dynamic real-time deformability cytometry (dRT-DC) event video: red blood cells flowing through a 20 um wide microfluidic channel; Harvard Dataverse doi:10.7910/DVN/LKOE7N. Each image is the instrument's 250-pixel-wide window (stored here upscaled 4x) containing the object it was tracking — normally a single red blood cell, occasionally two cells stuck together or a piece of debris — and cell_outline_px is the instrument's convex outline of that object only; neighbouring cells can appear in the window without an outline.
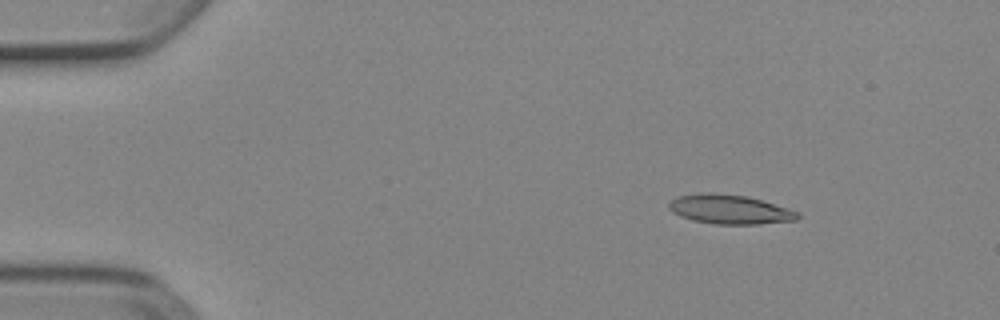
{"species": "Egyptian fruit bat (a non-hibernating species)", "species_latin": "Rousettus aegyptiacus", "temperature_condition": "cold", "stored_images_in_passage": 47, "camera_frame_rate_fps": 3000, "um_per_image_px": 0.085, "animal": {"sex": "female"}, "frame": {"image": 1, "passage_image": 2, "time_ms": 0.333, "image_size_px": [1000, 320], "cell_outline_px": [[800, 216], [796, 220], [756, 224], [716, 224], [692, 220], [680, 216], [672, 212], [668, 208], [668, 204], [676, 196], [700, 192], [712, 192], [748, 196], [788, 208], [800, 212]], "centroid_in_image_um": [62.0, 17.78], "position_along_channel_um": 23.0, "area_um2": 22.14}}
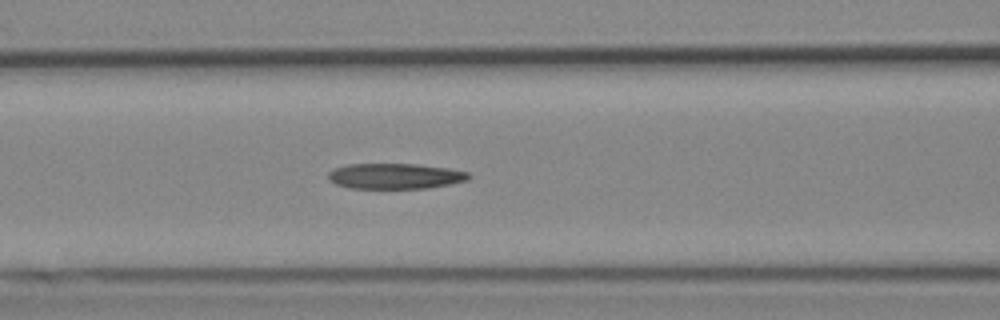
{"frame": {"image": 2, "passage_image": 17, "time_ms": 5.333, "image_size_px": [1000, 320], "cell_outline_px": [[472, 176], [468, 180], [452, 184], [428, 188], [348, 188], [336, 184], [328, 180], [328, 172], [332, 168], [348, 164], [416, 164], [448, 168], [468, 172]], "centroid_in_image_um": [33.57, 14.97], "position_along_channel_um": 133.0, "area_um2": 21.1}}
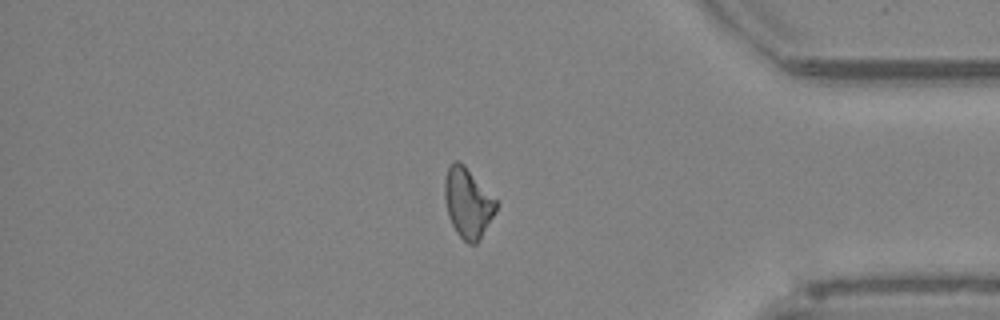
{"frame": {"image": 3, "passage_image": 39, "time_ms": 12.667, "image_size_px": [1000, 320], "cell_outline_px": [[496, 212], [480, 240], [476, 244], [468, 244], [456, 232], [448, 216], [444, 200], [444, 180], [448, 168], [452, 160], [456, 160], [464, 164], [496, 200]], "centroid_in_image_um": [39.75, 17.25], "position_along_channel_um": 395.5, "area_um2": 20.98}}